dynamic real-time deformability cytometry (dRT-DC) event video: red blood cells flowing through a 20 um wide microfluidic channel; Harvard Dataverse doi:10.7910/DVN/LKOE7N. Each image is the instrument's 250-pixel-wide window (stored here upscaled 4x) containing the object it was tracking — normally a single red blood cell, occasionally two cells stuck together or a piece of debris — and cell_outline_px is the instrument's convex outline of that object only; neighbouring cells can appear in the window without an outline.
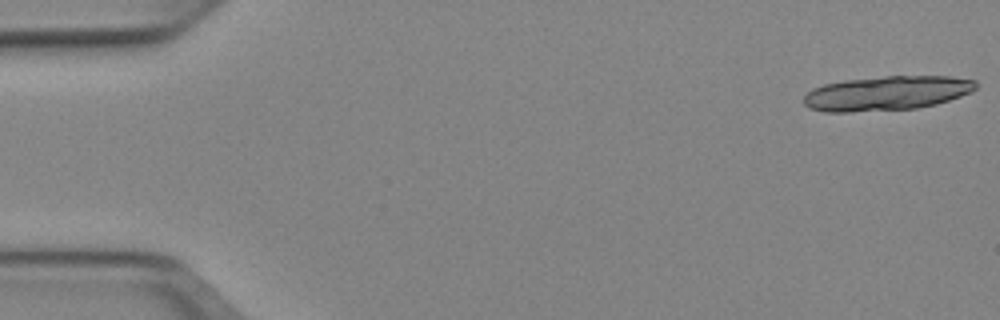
{"species": "Egyptian fruit bat (a non-hibernating species)", "species_latin": "Rousettus aegyptiacus", "temperature_condition": "cold", "stored_images_in_passage": 18, "camera_frame_rate_fps": 3000, "um_per_image_px": 0.085, "animal": {"sex": "female"}, "frame": {"image": 1, "passage_image": 1, "time_ms": 0.0, "image_size_px": [1000, 320], "cell_outline_px": [[976, 88], [972, 92], [936, 104], [916, 108], [848, 112], [824, 112], [808, 108], [804, 104], [804, 96], [812, 88], [824, 84], [844, 80], [884, 76], [948, 76], [976, 80]], "centroid_in_image_um": [75.35, 7.92], "position_along_channel_um": 9.7, "area_um2": 34.56}}